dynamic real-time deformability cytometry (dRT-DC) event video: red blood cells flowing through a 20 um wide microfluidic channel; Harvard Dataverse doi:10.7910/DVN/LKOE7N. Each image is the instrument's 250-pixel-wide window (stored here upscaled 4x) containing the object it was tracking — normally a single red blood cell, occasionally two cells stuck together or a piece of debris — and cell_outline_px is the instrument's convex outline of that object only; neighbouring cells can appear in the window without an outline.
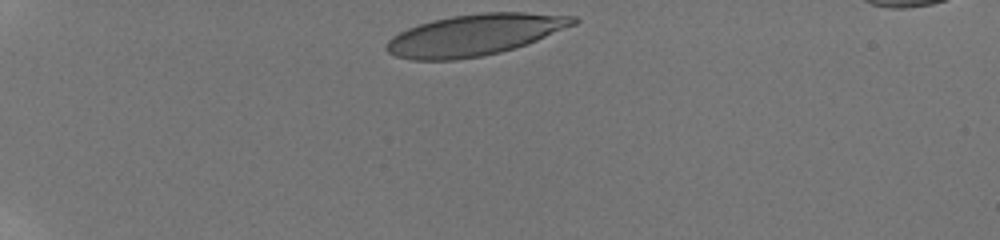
{"species": "human", "species_latin": "Homo sapiens", "temperature_condition": "room temperature", "stored_images_in_passage": 36, "camera_frame_rate_fps": 3000, "um_per_image_px": 0.085, "donor": {"sex": "male"}, "frame": {"image": 1, "passage_image": 1, "time_ms": 0.0, "image_size_px": [1000, 240], "cell_outline_px": [[580, 20], [576, 24], [528, 44], [500, 52], [484, 56], [456, 60], [412, 60], [396, 56], [388, 52], [384, 48], [388, 40], [392, 36], [408, 28], [432, 20], [452, 16], [480, 12], [524, 12], [576, 16]], "centroid_in_image_um": [40.36, 2.96], "position_along_channel_um": 44.6, "area_um2": 45.2}}
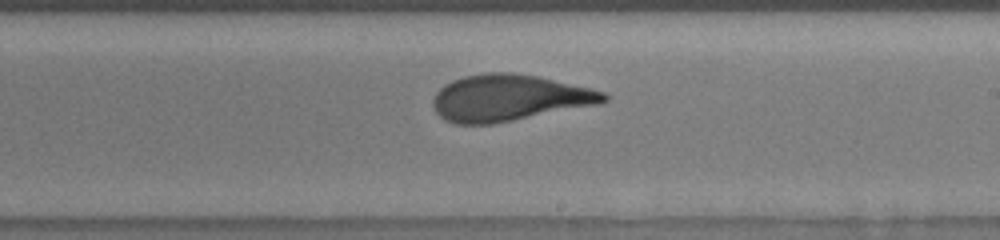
{"frame": {"image": 2, "passage_image": 22, "time_ms": 7.0, "image_size_px": [1000, 240], "cell_outline_px": [[608, 100], [600, 104], [492, 124], [456, 124], [444, 120], [436, 112], [432, 104], [432, 100], [436, 92], [444, 84], [452, 80], [464, 76], [488, 72], [512, 72], [536, 76], [588, 88], [604, 92], [608, 96]], "centroid_in_image_um": [43.22, 8.32], "position_along_channel_um": 245.8, "area_um2": 46.07}}
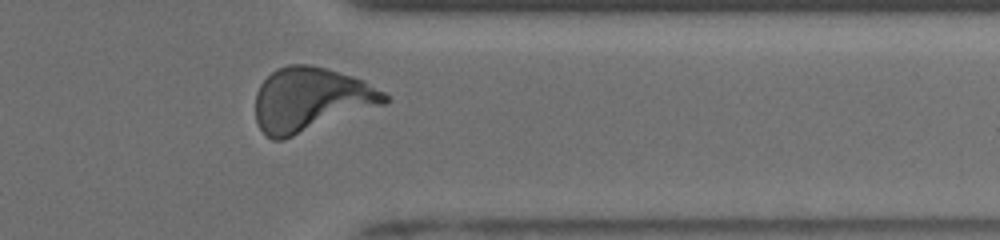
{"frame": {"image": 3, "passage_image": 33, "time_ms": 10.667, "image_size_px": [1000, 240], "cell_outline_px": [[388, 100], [384, 104], [284, 140], [272, 140], [256, 124], [256, 92], [260, 84], [276, 68], [288, 64], [308, 64], [324, 68], [352, 76], [364, 80], [384, 92], [388, 96]], "centroid_in_image_um": [26.39, 8.46], "position_along_channel_um": 385.0, "area_um2": 48.09}, "authors_computed_cell_mechanics": {"area_um2": 45.8643, "velocity_mm_per_s": 3.8204, "shape_relaxation_time_tau1_ms": 4.1081, "shape_relaxation_time_tau2_ms": 0.8101, "deformation_change_tau1": 0.2143, "deformation_change_tau2": 0.0799}}